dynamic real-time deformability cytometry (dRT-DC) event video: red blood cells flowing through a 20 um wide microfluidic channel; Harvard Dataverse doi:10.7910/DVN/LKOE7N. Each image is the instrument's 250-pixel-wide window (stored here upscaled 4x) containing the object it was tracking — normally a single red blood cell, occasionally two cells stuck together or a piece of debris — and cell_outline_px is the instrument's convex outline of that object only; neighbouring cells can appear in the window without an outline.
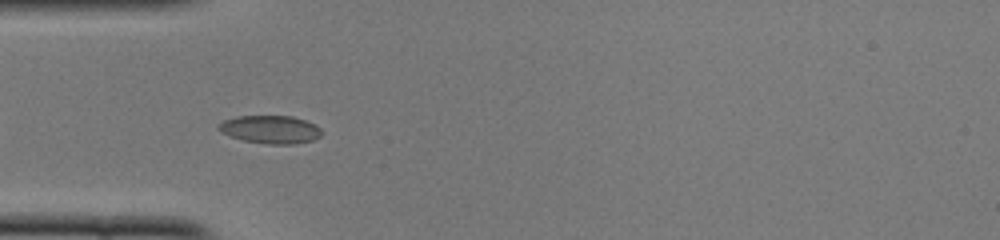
{"species": "common noctule bat (a hibernating species)", "species_latin": "Nyctalus noctula", "temperature_condition": "cold", "stored_images_in_passage": 39, "camera_frame_rate_fps": 3000, "um_per_image_px": 0.085, "animal": {"sex": "female", "body_mass_g": 22.0, "forearm_length_mm": 56.7}, "frame": {"image": 1, "passage_image": 4, "time_ms": 1.0, "image_size_px": [1000, 240], "cell_outline_px": [[324, 132], [320, 136], [312, 140], [296, 144], [268, 144], [244, 140], [220, 132], [216, 128], [216, 124], [224, 120], [236, 116], [292, 116], [304, 120], [320, 128]], "centroid_in_image_um": [22.96, 11.0], "position_along_channel_um": 62.0, "area_um2": 16.82}}
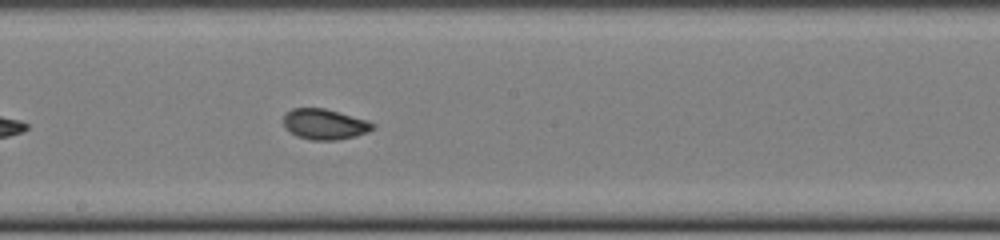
{"frame": {"image": 2, "passage_image": 16, "time_ms": 5.0, "image_size_px": [1000, 240], "cell_outline_px": [[376, 128], [368, 132], [356, 136], [336, 140], [312, 140], [296, 136], [284, 128], [284, 116], [292, 108], [324, 108], [368, 120], [376, 124]], "centroid_in_image_um": [27.62, 10.56], "position_along_channel_um": 220.6, "area_um2": 16.01}}
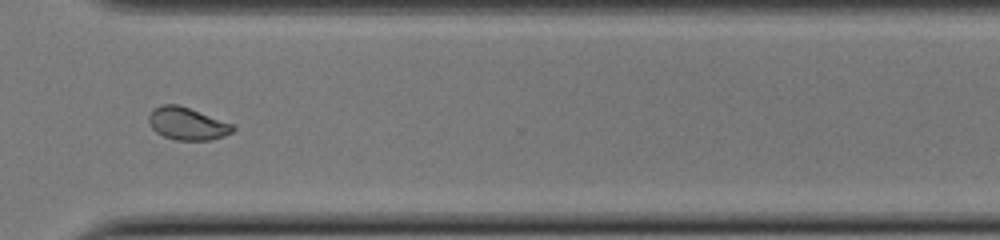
{"frame": {"image": 3, "passage_image": 26, "time_ms": 8.333, "image_size_px": [1000, 240], "cell_outline_px": [[236, 128], [232, 132], [224, 136], [212, 140], [176, 140], [164, 136], [156, 132], [152, 128], [148, 120], [148, 116], [152, 108], [160, 104], [180, 104], [236, 124]], "centroid_in_image_um": [15.95, 10.49], "position_along_channel_um": 354.7, "area_um2": 16.42}, "authors_computed_cell_mechanics": {"area_um2": 16.3574, "velocity_mm_per_s": 4.0023, "shape_relaxation_time_tau1_ms": 5.5654, "shape_relaxation_time_tau2_ms": 0.9581, "deformation_change_tau1": 0.122, "deformation_change_tau2": 0.0441}}